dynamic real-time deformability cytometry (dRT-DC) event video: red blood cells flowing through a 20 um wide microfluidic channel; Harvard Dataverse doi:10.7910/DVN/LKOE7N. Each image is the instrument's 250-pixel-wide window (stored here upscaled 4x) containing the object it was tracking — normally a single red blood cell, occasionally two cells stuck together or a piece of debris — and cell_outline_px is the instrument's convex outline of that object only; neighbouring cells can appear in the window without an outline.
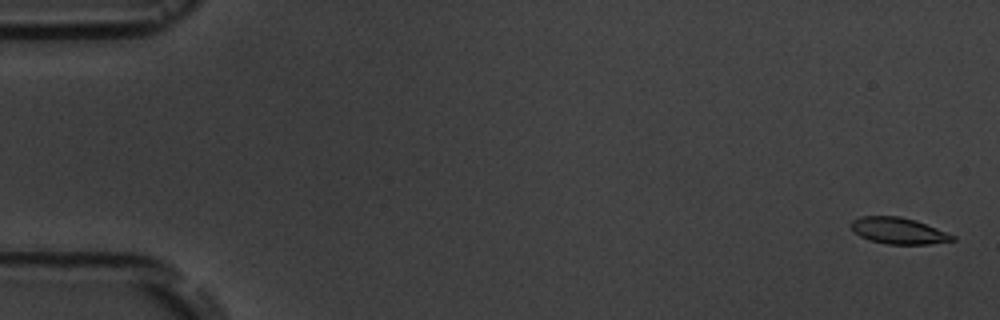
{"species": "common noctule bat (a hibernating species)", "species_latin": "Nyctalus noctula", "temperature_condition": "room temperature", "stored_images_in_passage": 6, "camera_frame_rate_fps": 3000, "um_per_image_px": 0.085, "animal": {"sex": "male", "body_mass_g": 19.5, "forearm_length_mm": 54.6}, "frame": {"image": 1, "passage_image": 1, "time_ms": 0.0, "image_size_px": [1000, 320], "cell_outline_px": [[956, 240], [928, 244], [888, 244], [868, 240], [860, 236], [848, 224], [852, 220], [860, 216], [900, 216], [916, 220], [956, 236]], "centroid_in_image_um": [76.35, 19.61], "position_along_channel_um": 8.6, "area_um2": 15.61}}
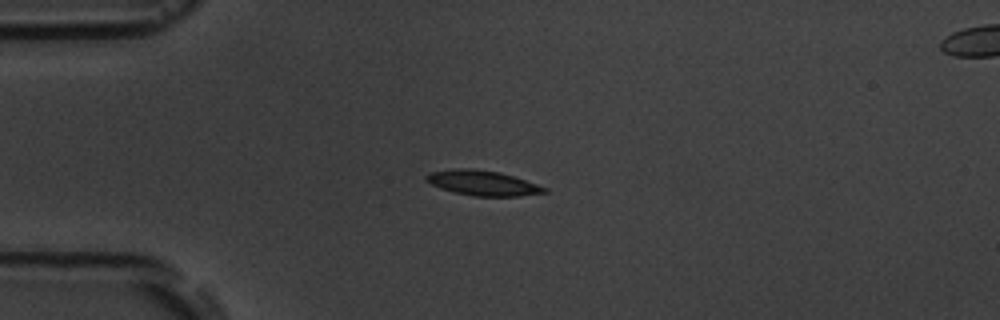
{"frame": {"image": 2, "passage_image": 4, "time_ms": 4.333, "image_size_px": [1000, 320], "cell_outline_px": [[548, 192], [520, 196], [472, 196], [452, 192], [440, 188], [424, 180], [424, 176], [428, 172], [456, 168], [472, 168], [500, 172], [548, 188]], "centroid_in_image_um": [40.98, 15.55], "position_along_channel_um": 44.0, "area_um2": 17.34}}
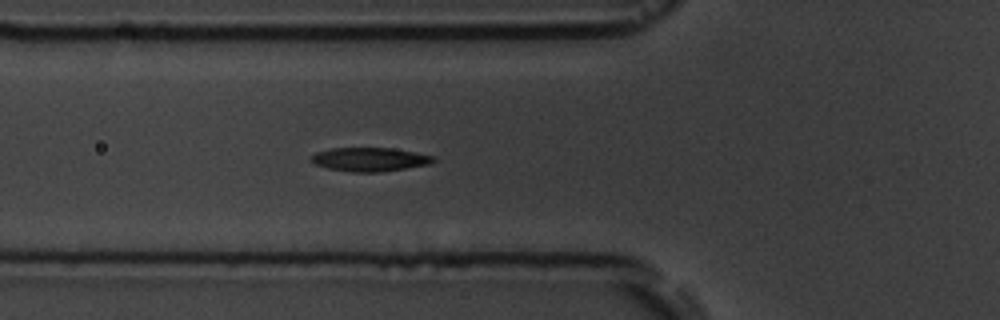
{"frame": {"image": 3, "passage_image": 6, "time_ms": 6.333, "image_size_px": [1000, 320], "cell_outline_px": [[436, 160], [428, 164], [380, 172], [352, 172], [328, 168], [316, 164], [308, 160], [316, 152], [332, 148], [392, 148], [416, 152], [436, 156]], "centroid_in_image_um": [31.43, 13.54], "position_along_channel_um": 94.4, "area_um2": 16.88}}